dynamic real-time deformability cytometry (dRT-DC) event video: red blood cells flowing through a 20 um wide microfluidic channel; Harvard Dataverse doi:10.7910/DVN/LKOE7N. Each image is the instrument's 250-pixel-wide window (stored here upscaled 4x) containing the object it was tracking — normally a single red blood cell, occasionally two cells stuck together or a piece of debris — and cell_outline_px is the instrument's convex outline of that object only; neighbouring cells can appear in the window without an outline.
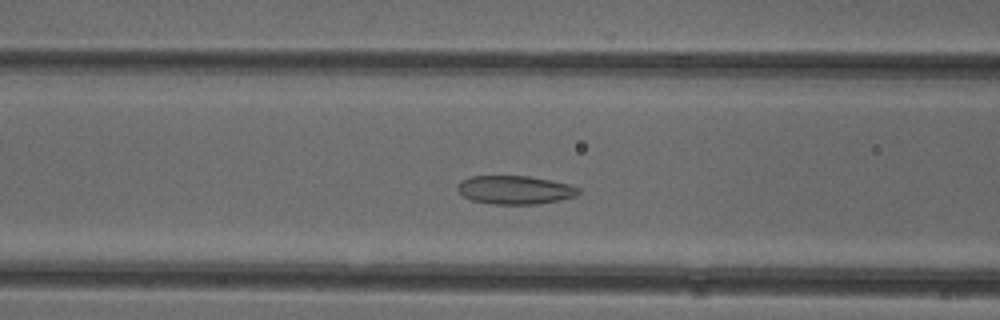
{"species": "common noctule bat (a hibernating species)", "species_latin": "Nyctalus noctula", "temperature_condition": "cold", "stored_images_in_passage": 47, "camera_frame_rate_fps": 3000, "um_per_image_px": 0.085, "animal": {"sex": "female"}, "frame": {"image": 1, "passage_image": 16, "time_ms": 5.0, "image_size_px": [1000, 320], "cell_outline_px": [[580, 192], [576, 196], [560, 200], [540, 204], [492, 204], [472, 200], [464, 196], [456, 188], [460, 180], [472, 176], [528, 176], [568, 184], [580, 188]], "centroid_in_image_um": [43.77, 16.14], "position_along_channel_um": 122.8, "area_um2": 20.06}}
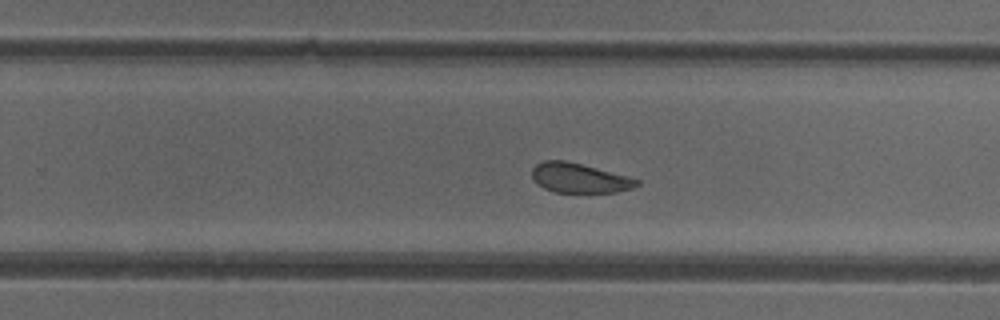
{"frame": {"image": 2, "passage_image": 28, "time_ms": 9.0, "image_size_px": [1000, 320], "cell_outline_px": [[640, 184], [632, 188], [616, 192], [556, 192], [544, 188], [536, 184], [532, 180], [532, 168], [536, 164], [544, 160], [568, 160], [628, 176], [640, 180]], "centroid_in_image_um": [49.22, 15.12], "position_along_channel_um": 280.6, "area_um2": 18.26}}
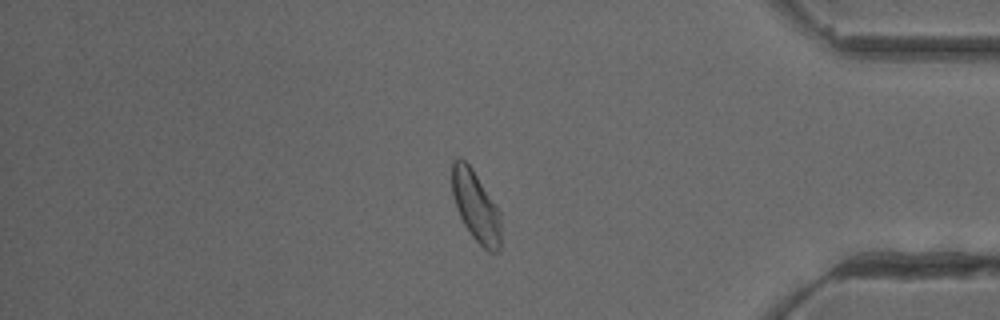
{"frame": {"image": 3, "passage_image": 39, "time_ms": 12.667, "image_size_px": [1000, 320], "cell_outline_px": [[500, 248], [496, 252], [488, 252], [472, 236], [464, 224], [456, 208], [452, 192], [452, 160], [456, 156], [460, 156], [472, 168], [500, 212]], "centroid_in_image_um": [40.42, 17.51], "position_along_channel_um": 394.8, "area_um2": 20.0}, "authors_computed_cell_mechanics": {"area_um2": 20.519, "velocity_mm_per_s": 3.957, "shape_relaxation_time_tau1_ms": 4.7016, "shape_relaxation_time_tau2_ms": 1.282, "deformation_change_tau1": 0.0869, "deformation_change_tau2": 0.0633}}